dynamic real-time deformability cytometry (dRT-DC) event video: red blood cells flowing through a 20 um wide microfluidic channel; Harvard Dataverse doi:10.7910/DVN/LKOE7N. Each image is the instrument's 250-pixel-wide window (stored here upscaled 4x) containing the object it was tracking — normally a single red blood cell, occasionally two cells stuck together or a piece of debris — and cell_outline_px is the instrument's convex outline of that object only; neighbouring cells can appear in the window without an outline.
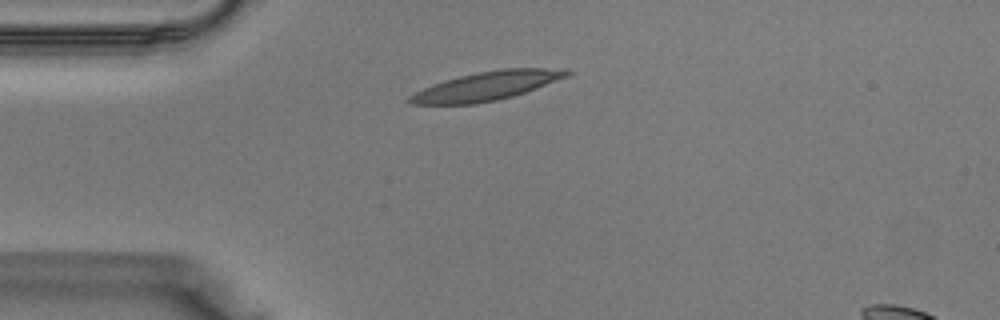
{"species": "Egyptian fruit bat (a non-hibernating species)", "species_latin": "Rousettus aegyptiacus", "temperature_condition": "warm", "stored_images_in_passage": 31, "camera_frame_rate_fps": 3000, "um_per_image_px": 0.085, "animal": {"sex": "male"}, "frame": {"image": 1, "passage_image": 1, "time_ms": 0.0, "image_size_px": [1000, 320], "cell_outline_px": [[572, 72], [568, 76], [536, 88], [512, 96], [496, 100], [476, 104], [412, 104], [404, 100], [408, 96], [432, 84], [444, 80], [460, 76], [480, 72], [504, 68], [568, 68]], "centroid_in_image_um": [41.37, 7.3], "position_along_channel_um": 43.6, "area_um2": 26.24}}
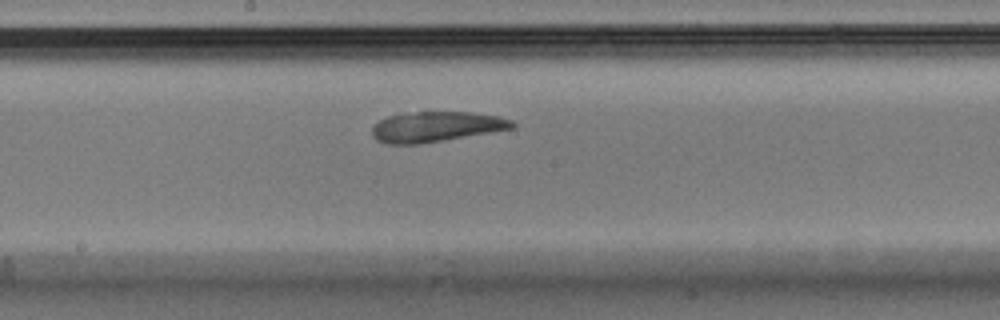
{"frame": {"image": 2, "passage_image": 12, "time_ms": 3.667, "image_size_px": [1000, 320], "cell_outline_px": [[516, 124], [512, 128], [444, 140], [420, 144], [388, 144], [376, 140], [372, 136], [372, 124], [388, 116], [404, 112], [468, 112], [500, 116], [512, 120]], "centroid_in_image_um": [37.01, 10.76], "position_along_channel_um": 211.2, "area_um2": 24.74}}
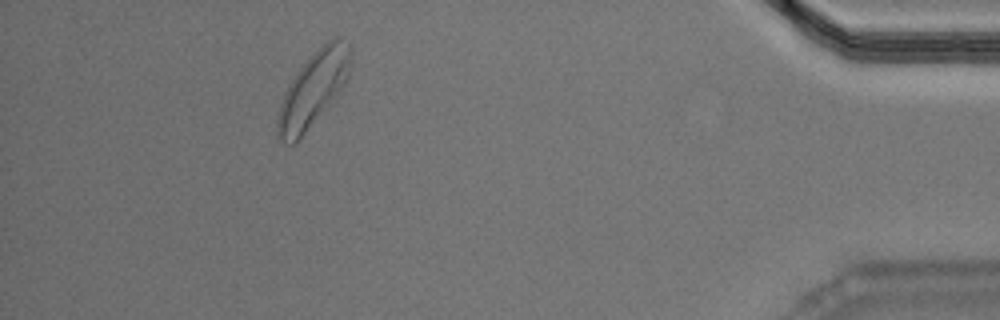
{"frame": {"image": 3, "passage_image": 27, "time_ms": 8.667, "image_size_px": [1000, 320], "cell_outline_px": [[352, 52], [348, 76], [340, 88], [304, 132], [292, 144], [288, 144], [280, 140], [276, 136], [276, 120], [280, 104], [284, 92], [288, 84], [296, 72], [328, 40], [336, 36], [340, 36], [348, 40]], "centroid_in_image_um": [26.6, 7.53], "position_along_channel_um": 408.6, "area_um2": 30.69}}